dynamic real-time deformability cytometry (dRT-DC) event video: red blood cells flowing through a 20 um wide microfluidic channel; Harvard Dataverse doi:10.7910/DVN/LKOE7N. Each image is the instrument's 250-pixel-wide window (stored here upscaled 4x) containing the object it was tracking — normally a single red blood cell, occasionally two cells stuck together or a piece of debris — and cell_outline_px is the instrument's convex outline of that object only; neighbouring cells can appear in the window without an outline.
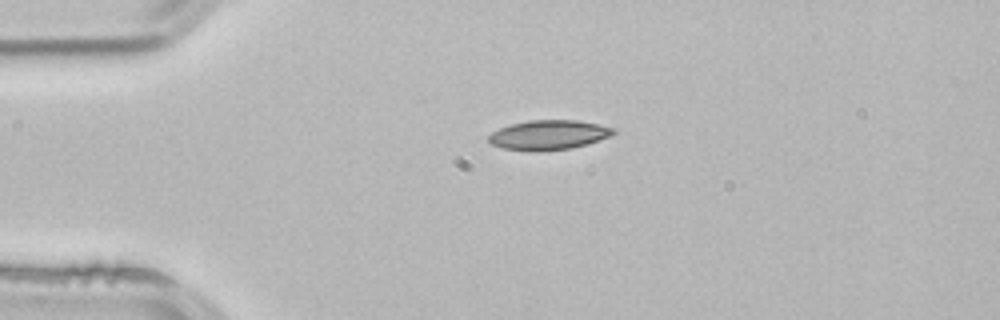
{"species": "common noctule bat (a hibernating species)", "species_latin": "Nyctalus noctula", "temperature_condition": "room temperature", "stored_images_in_passage": 2, "camera_frame_rate_fps": 3000, "um_per_image_px": 0.085, "animal": {"sex": "male", "body_mass_g": 21.5, "forearm_length_mm": 52.0}, "frame": {"image": 1, "passage_image": 1, "time_ms": 0.0, "image_size_px": [1000, 320], "cell_outline_px": [[616, 132], [612, 136], [572, 148], [540, 152], [528, 152], [504, 148], [492, 144], [488, 140], [488, 136], [492, 132], [500, 128], [512, 124], [528, 120], [576, 120], [600, 124], [616, 128]], "centroid_in_image_um": [46.66, 11.48], "position_along_channel_um": 38.3, "area_um2": 21.79}}
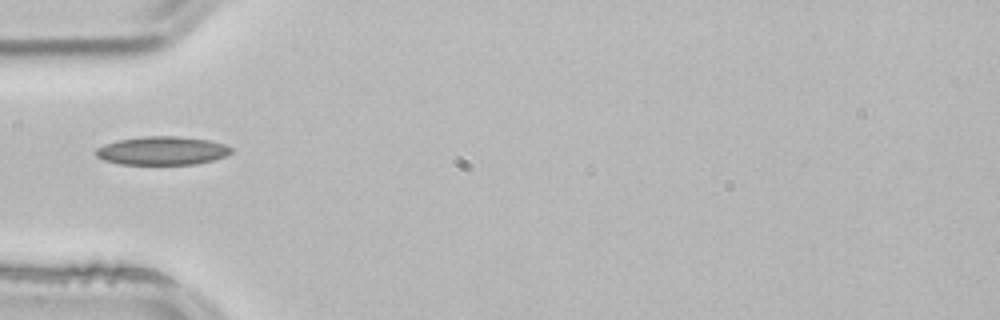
{"frame": {"image": 2, "passage_image": 2, "time_ms": 0.333, "image_size_px": [1000, 320], "cell_outline_px": [[232, 152], [224, 156], [212, 160], [196, 164], [120, 164], [104, 160], [96, 156], [96, 148], [104, 144], [116, 140], [144, 136], [176, 136], [208, 140], [224, 144], [232, 148]], "centroid_in_image_um": [13.76, 12.8], "position_along_channel_um": 71.2, "area_um2": 22.37}}